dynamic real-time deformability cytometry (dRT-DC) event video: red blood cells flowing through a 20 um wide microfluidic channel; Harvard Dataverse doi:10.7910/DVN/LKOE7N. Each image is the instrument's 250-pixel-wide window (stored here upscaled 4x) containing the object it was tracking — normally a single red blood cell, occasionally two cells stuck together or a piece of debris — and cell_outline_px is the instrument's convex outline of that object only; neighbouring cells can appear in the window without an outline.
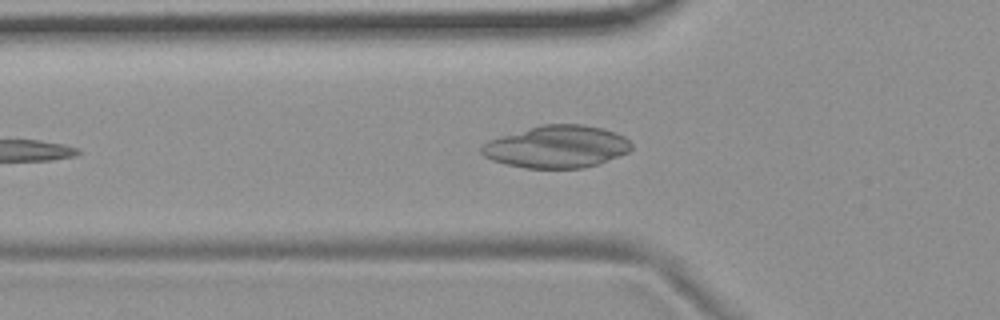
{"species": "common noctule bat (a hibernating species)", "species_latin": "Nyctalus noctula", "temperature_condition": "room temperature", "stored_images_in_passage": 41, "camera_frame_rate_fps": 3000, "um_per_image_px": 0.085, "animal": {"sex": "female", "body_mass_g": 19.9}, "frame": {"image": 1, "passage_image": 8, "time_ms": 2.333, "image_size_px": [1000, 320], "cell_outline_px": [[632, 148], [628, 152], [620, 156], [600, 164], [584, 168], [524, 168], [504, 164], [492, 160], [484, 156], [480, 152], [480, 148], [488, 140], [500, 136], [544, 124], [584, 124], [604, 128], [616, 132], [624, 136], [632, 144]], "centroid_in_image_um": [47.35, 12.48], "position_along_channel_um": 78.4, "area_um2": 37.22}}
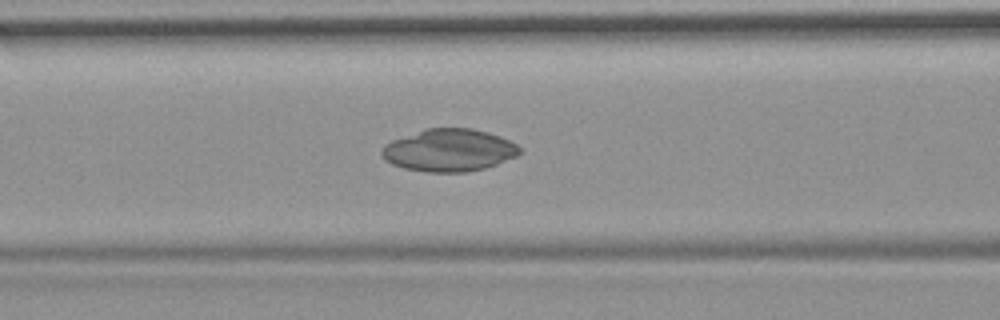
{"frame": {"image": 2, "passage_image": 12, "time_ms": 3.667, "image_size_px": [1000, 320], "cell_outline_px": [[520, 152], [516, 156], [496, 164], [484, 168], [468, 172], [428, 172], [404, 168], [392, 164], [384, 160], [380, 156], [380, 148], [384, 144], [392, 140], [424, 128], [472, 128], [488, 132], [500, 136], [516, 144], [520, 148]], "centroid_in_image_um": [38.11, 12.76], "position_along_channel_um": 128.5, "area_um2": 34.28}}
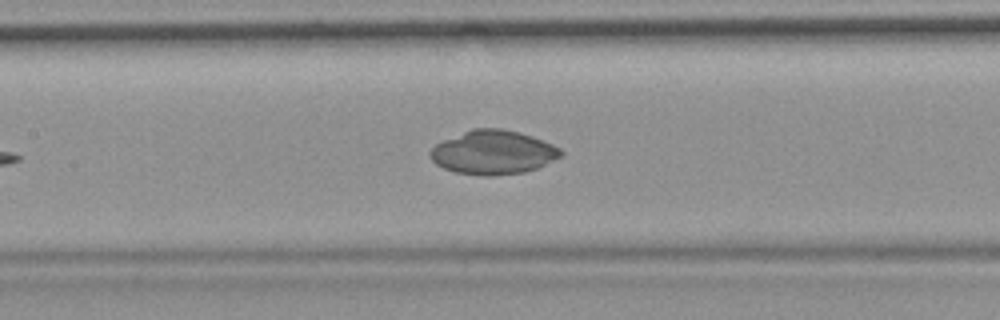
{"frame": {"image": 3, "passage_image": 15, "time_ms": 4.667, "image_size_px": [1000, 320], "cell_outline_px": [[564, 152], [560, 156], [536, 168], [524, 172], [492, 176], [484, 176], [456, 172], [444, 168], [436, 164], [428, 156], [428, 152], [436, 144], [444, 140], [472, 128], [500, 128], [520, 132], [532, 136], [552, 144], [560, 148]], "centroid_in_image_um": [41.89, 12.95], "position_along_channel_um": 165.5, "area_um2": 33.29}}